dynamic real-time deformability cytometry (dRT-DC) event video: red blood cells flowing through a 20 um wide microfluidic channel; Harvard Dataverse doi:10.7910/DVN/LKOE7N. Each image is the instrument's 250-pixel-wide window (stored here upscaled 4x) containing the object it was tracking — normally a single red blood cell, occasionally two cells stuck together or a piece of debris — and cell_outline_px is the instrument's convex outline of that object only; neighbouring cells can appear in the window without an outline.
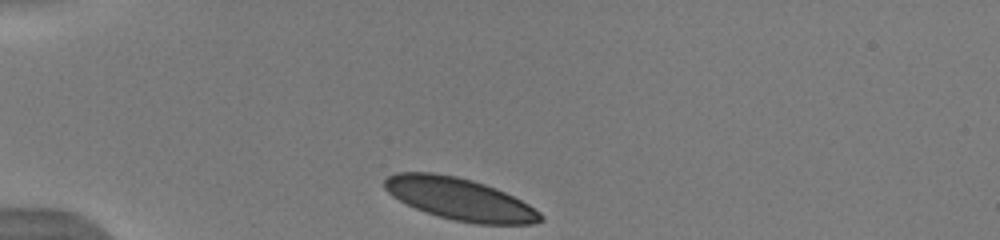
{"species": "human", "species_latin": "Homo sapiens", "temperature_condition": "warm", "stored_images_in_passage": 36, "camera_frame_rate_fps": 3000, "um_per_image_px": 0.085, "donor": {"sex": "male"}, "frame": {"image": 1, "passage_image": 1, "time_ms": 0.0, "image_size_px": [1000, 240], "cell_outline_px": [[544, 220], [532, 224], [476, 224], [456, 220], [440, 216], [416, 208], [392, 196], [384, 188], [384, 180], [388, 176], [396, 172], [432, 172], [456, 176], [472, 180], [496, 188], [528, 204], [540, 212], [544, 216]], "centroid_in_image_um": [39.09, 16.91], "position_along_channel_um": 45.9, "area_um2": 37.92}}
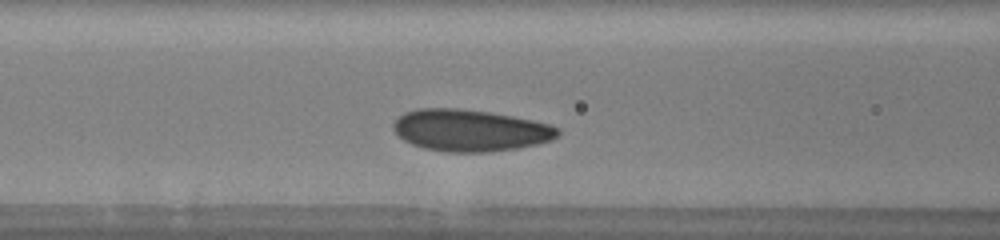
{"frame": {"image": 2, "passage_image": 10, "time_ms": 3.0, "image_size_px": [1000, 240], "cell_outline_px": [[560, 132], [552, 140], [536, 144], [516, 148], [484, 152], [444, 152], [424, 148], [412, 144], [404, 140], [392, 128], [392, 124], [404, 112], [420, 108], [456, 108], [488, 112], [512, 116], [532, 120], [548, 124], [560, 128]], "centroid_in_image_um": [39.94, 11.08], "position_along_channel_um": 126.7, "area_um2": 39.82}}
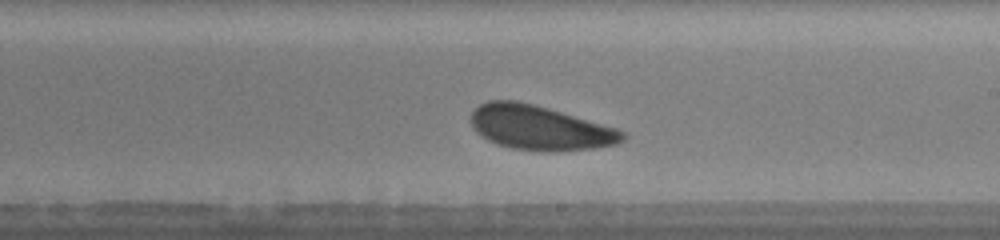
{"frame": {"image": 3, "passage_image": 19, "time_ms": 6.0, "image_size_px": [1000, 240], "cell_outline_px": [[624, 140], [616, 144], [596, 148], [548, 152], [544, 152], [512, 148], [496, 144], [488, 140], [476, 132], [472, 128], [472, 112], [480, 104], [488, 100], [516, 100], [548, 108], [616, 128], [624, 132]], "centroid_in_image_um": [45.86, 10.87], "position_along_channel_um": 243.1, "area_um2": 39.13}, "authors_computed_cell_mechanics": {"area_um2": 39.0728, "velocity_mm_per_s": 3.8862, "shape_relaxation_time_tau1_ms": 1.5582, "shape_relaxation_time_tau2_ms": null, "deformation_change_tau1": 0.0638, "deformation_change_tau2": null}}